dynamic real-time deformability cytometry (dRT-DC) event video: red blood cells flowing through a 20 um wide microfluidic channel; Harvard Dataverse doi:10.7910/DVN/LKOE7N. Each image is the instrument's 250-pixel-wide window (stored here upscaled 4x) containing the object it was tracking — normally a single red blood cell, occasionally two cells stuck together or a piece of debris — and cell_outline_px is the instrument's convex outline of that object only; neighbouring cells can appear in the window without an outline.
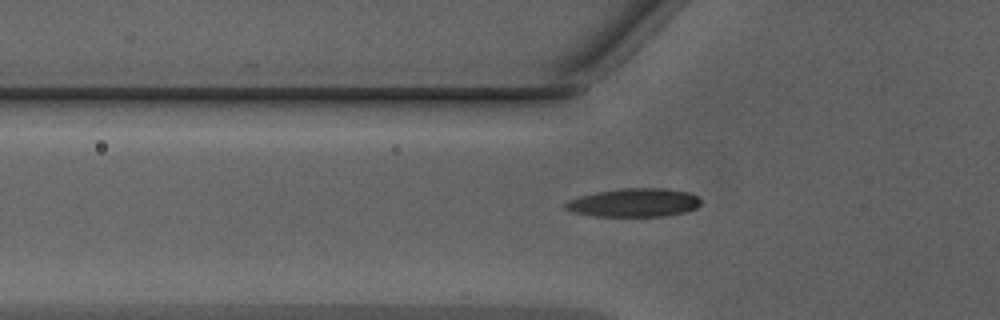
{"species": "Egyptian fruit bat (a non-hibernating species)", "species_latin": "Rousettus aegyptiacus", "temperature_condition": "warm", "stored_images_in_passage": 35, "camera_frame_rate_fps": 3000, "um_per_image_px": 0.085, "animal": {"sex": "male"}, "frame": {"image": 1, "passage_image": 8, "time_ms": 2.333, "image_size_px": [1000, 320], "cell_outline_px": [[700, 204], [696, 208], [688, 212], [664, 216], [592, 216], [572, 212], [564, 208], [564, 204], [568, 200], [580, 196], [620, 188], [668, 188], [688, 192], [696, 196], [700, 200]], "centroid_in_image_um": [53.9, 17.23], "position_along_channel_um": 71.9, "area_um2": 22.54}}
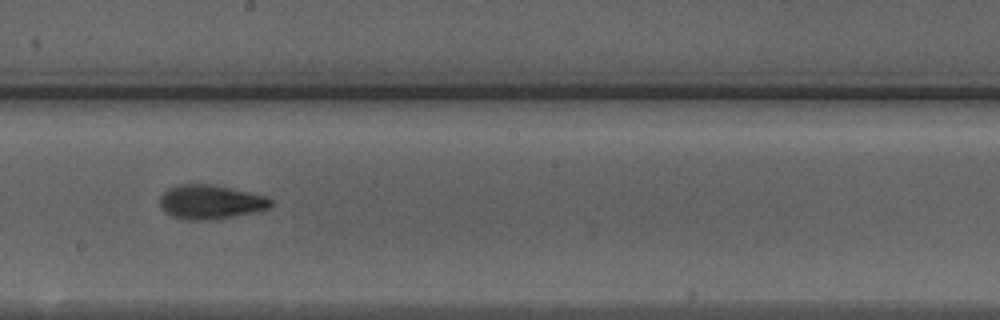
{"frame": {"image": 2, "passage_image": 19, "time_ms": 6.0, "image_size_px": [1000, 320], "cell_outline_px": [[272, 204], [268, 208], [252, 212], [216, 220], [188, 220], [172, 216], [164, 212], [160, 208], [160, 196], [168, 188], [176, 184], [208, 184], [248, 192], [264, 196], [272, 200]], "centroid_in_image_um": [17.83, 17.18], "position_along_channel_um": 230.4, "area_um2": 21.96}}
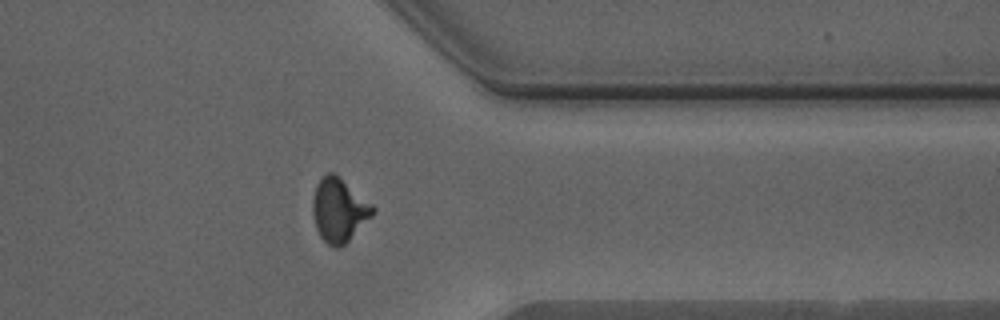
{"frame": {"image": 3, "passage_image": 30, "time_ms": 9.667, "image_size_px": [1000, 320], "cell_outline_px": [[376, 212], [340, 248], [332, 248], [320, 236], [316, 228], [312, 212], [312, 200], [316, 184], [328, 172], [336, 172], [372, 204], [376, 208]], "centroid_in_image_um": [28.81, 17.83], "position_along_channel_um": 382.6, "area_um2": 22.43}, "authors_computed_cell_mechanics": {"area_um2": 21.7906, "velocity_mm_per_s": 4.3209, "shape_relaxation_time_tau1_ms": 3.7785, "shape_relaxation_time_tau2_ms": 1.6813, "deformation_change_tau1": 0.1652, "deformation_change_tau2": 0.0933}}